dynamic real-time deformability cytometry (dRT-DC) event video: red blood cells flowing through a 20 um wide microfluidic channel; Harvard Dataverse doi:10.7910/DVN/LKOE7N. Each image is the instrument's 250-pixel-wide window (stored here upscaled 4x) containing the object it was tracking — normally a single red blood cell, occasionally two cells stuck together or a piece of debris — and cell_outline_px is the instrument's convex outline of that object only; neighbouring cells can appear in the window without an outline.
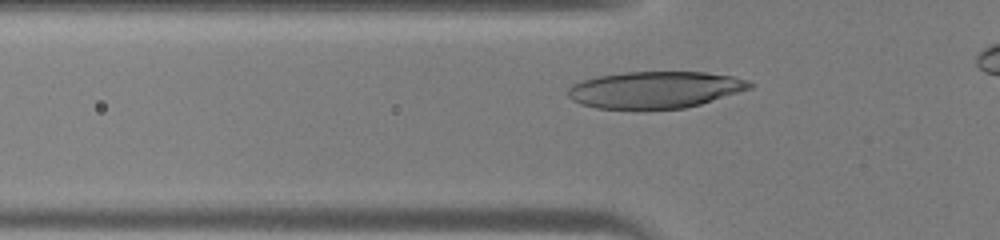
{"species": "human", "species_latin": "Homo sapiens", "temperature_condition": "warm", "stored_images_in_passage": 33, "camera_frame_rate_fps": 3000, "um_per_image_px": 0.085, "donor": {"sex": "male"}, "frame": {"image": 1, "passage_image": 9, "time_ms": 2.667, "image_size_px": [1000, 240], "cell_outline_px": [[756, 84], [752, 88], [700, 104], [684, 108], [596, 108], [580, 104], [572, 100], [568, 96], [568, 88], [572, 84], [596, 76], [624, 72], [704, 72], [732, 76], [748, 80]], "centroid_in_image_um": [55.69, 7.61], "position_along_channel_um": 70.1, "area_um2": 38.78}}
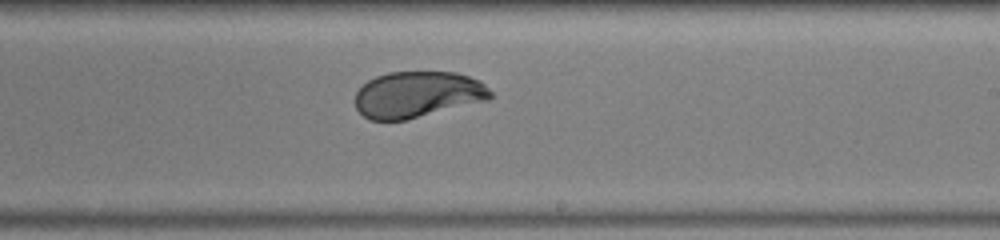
{"frame": {"image": 2, "passage_image": 21, "time_ms": 6.667, "image_size_px": [1000, 240], "cell_outline_px": [[492, 96], [488, 100], [404, 120], [368, 120], [356, 108], [356, 92], [368, 80], [376, 76], [388, 72], [456, 72], [480, 80], [492, 92]], "centroid_in_image_um": [35.49, 8.03], "position_along_channel_um": 253.5, "area_um2": 36.3}}
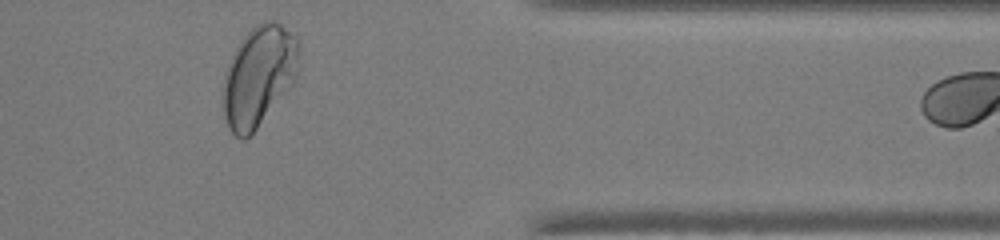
{"frame": {"image": 3, "passage_image": 31, "time_ms": 10.0, "image_size_px": [1000, 240], "cell_outline_px": [[300, 44], [296, 76], [292, 84], [256, 128], [244, 140], [240, 140], [232, 132], [224, 116], [224, 72], [240, 40], [256, 24], [264, 20], [272, 20], [280, 24], [296, 36], [300, 40]], "centroid_in_image_um": [22.01, 6.41], "position_along_channel_um": 389.4, "area_um2": 43.87}}